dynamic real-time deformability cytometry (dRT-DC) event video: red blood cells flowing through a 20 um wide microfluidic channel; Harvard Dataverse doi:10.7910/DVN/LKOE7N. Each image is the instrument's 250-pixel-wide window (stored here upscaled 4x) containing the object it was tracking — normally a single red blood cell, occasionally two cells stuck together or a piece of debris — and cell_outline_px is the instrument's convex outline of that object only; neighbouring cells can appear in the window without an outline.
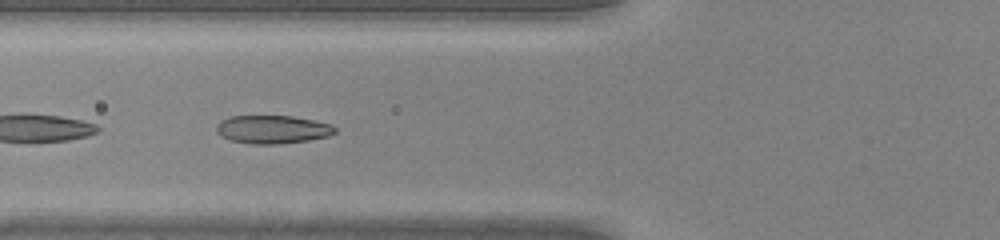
{"species": "common noctule bat (a hibernating species)", "species_latin": "Nyctalus noctula", "temperature_condition": "warm", "stored_images_in_passage": 12, "camera_frame_rate_fps": 3000, "um_per_image_px": 0.085, "animal": {"sex": "male", "body_mass_g": 20.0, "forearm_length_mm": 53.3}, "frame": {"image": 1, "passage_image": 6, "time_ms": 1.667, "image_size_px": [1000, 240], "cell_outline_px": [[336, 132], [328, 136], [308, 140], [276, 144], [252, 144], [232, 140], [220, 136], [216, 132], [216, 124], [220, 120], [228, 116], [292, 116], [332, 124], [336, 128]], "centroid_in_image_um": [23.13, 10.99], "position_along_channel_um": 102.7, "area_um2": 19.54}}
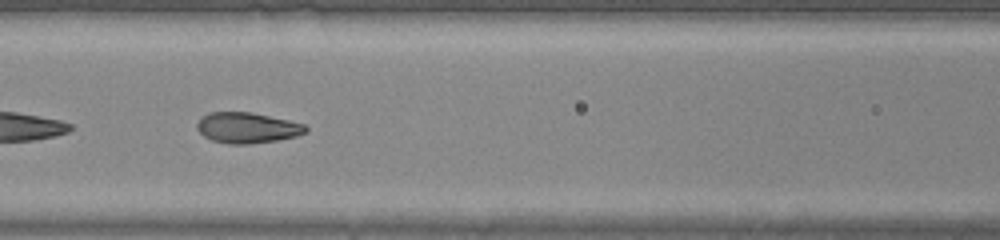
{"frame": {"image": 2, "passage_image": 9, "time_ms": 2.667, "image_size_px": [1000, 240], "cell_outline_px": [[308, 132], [296, 136], [276, 140], [252, 144], [228, 144], [212, 140], [204, 136], [196, 128], [196, 124], [200, 116], [208, 112], [252, 112], [288, 120], [304, 124], [308, 128]], "centroid_in_image_um": [20.99, 10.85], "position_along_channel_um": 145.6, "area_um2": 19.59}}